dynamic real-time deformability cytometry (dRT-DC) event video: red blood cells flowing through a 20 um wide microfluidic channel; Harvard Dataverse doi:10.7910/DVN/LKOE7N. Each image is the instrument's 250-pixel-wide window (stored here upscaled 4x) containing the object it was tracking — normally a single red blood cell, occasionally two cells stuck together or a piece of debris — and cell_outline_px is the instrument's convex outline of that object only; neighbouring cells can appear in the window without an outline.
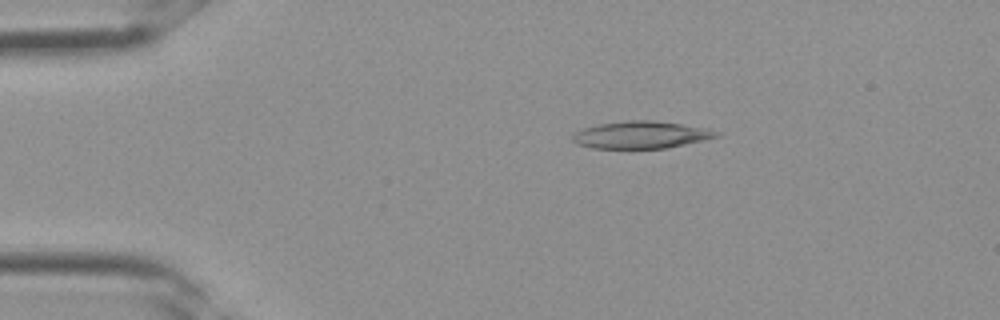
{"species": "Egyptian fruit bat (a non-hibernating species)", "species_latin": "Rousettus aegyptiacus", "temperature_condition": "room temperature", "stored_images_in_passage": 29, "camera_frame_rate_fps": 3000, "um_per_image_px": 0.085, "frame": {"image": 1, "passage_image": 1, "time_ms": 0.0, "image_size_px": [1000, 320], "cell_outline_px": [[724, 132], [720, 136], [704, 140], [664, 148], [592, 148], [576, 144], [572, 140], [572, 132], [584, 128], [600, 124], [628, 120], [652, 120], [712, 128]], "centroid_in_image_um": [54.54, 11.45], "position_along_channel_um": 30.5, "area_um2": 23.06}}
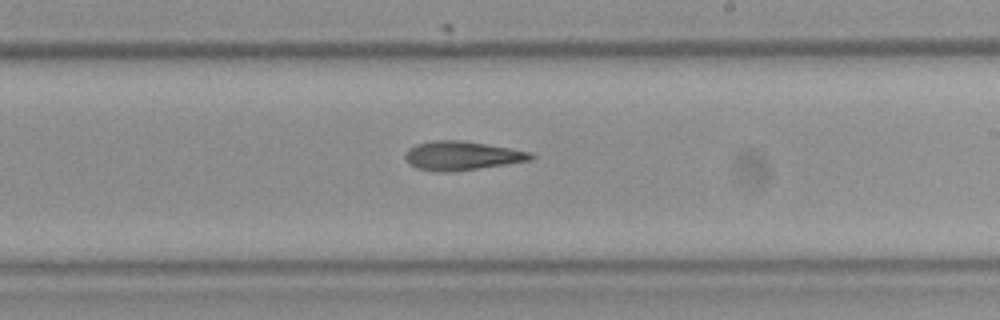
{"frame": {"image": 2, "passage_image": 15, "time_ms": 4.667, "image_size_px": [1000, 320], "cell_outline_px": [[536, 156], [532, 160], [452, 172], [432, 172], [416, 168], [404, 156], [404, 152], [408, 148], [416, 144], [436, 140], [460, 140], [532, 152]], "centroid_in_image_um": [39.24, 13.24], "position_along_channel_um": 249.8, "area_um2": 21.1}}
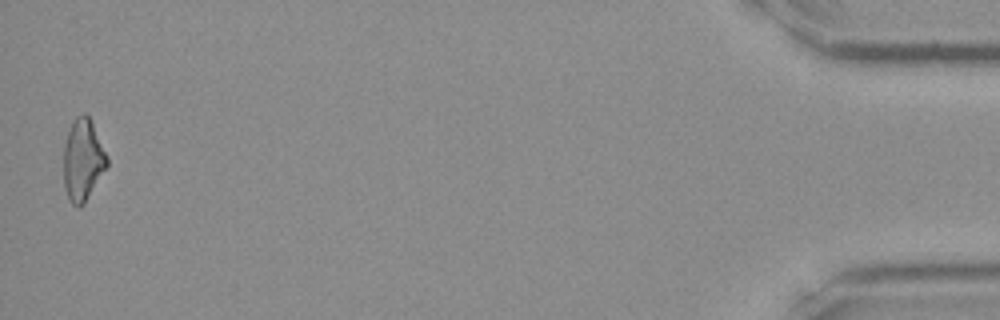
{"frame": {"image": 3, "passage_image": 29, "time_ms": 9.333, "image_size_px": [1000, 320], "cell_outline_px": [[108, 164], [84, 204], [80, 208], [76, 208], [68, 200], [64, 188], [64, 144], [72, 120], [76, 116], [84, 112], [88, 116], [108, 156]], "centroid_in_image_um": [7.02, 13.62], "position_along_channel_um": 428.2, "area_um2": 20.69}}